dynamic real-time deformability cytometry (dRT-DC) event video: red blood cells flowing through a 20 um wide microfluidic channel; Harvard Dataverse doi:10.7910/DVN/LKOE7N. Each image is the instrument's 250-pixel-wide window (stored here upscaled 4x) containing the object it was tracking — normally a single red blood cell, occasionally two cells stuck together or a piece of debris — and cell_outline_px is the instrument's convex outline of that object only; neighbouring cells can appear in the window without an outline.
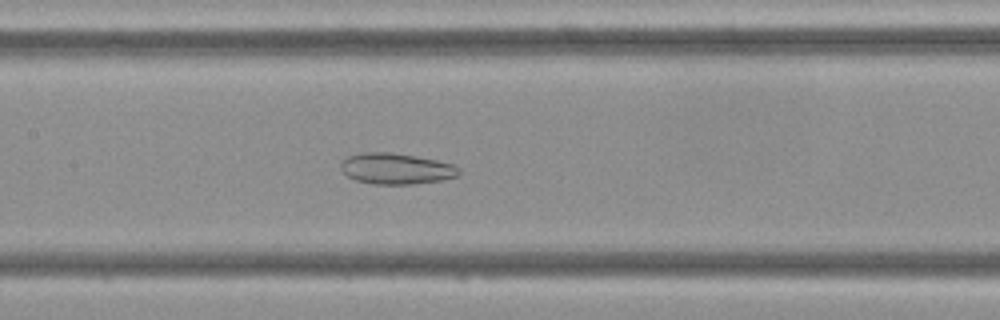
{"species": "Egyptian fruit bat (a non-hibernating species)", "species_latin": "Rousettus aegyptiacus", "temperature_condition": "cold", "stored_images_in_passage": 41, "camera_frame_rate_fps": 3000, "um_per_image_px": 0.085, "frame": {"image": 1, "passage_image": 16, "time_ms": 5.0, "image_size_px": [1000, 320], "cell_outline_px": [[460, 176], [444, 180], [412, 184], [372, 184], [356, 180], [348, 176], [340, 168], [340, 164], [348, 156], [364, 152], [392, 152], [416, 156], [456, 164], [460, 168]], "centroid_in_image_um": [33.73, 14.34], "position_along_channel_um": 173.7, "area_um2": 21.56}}
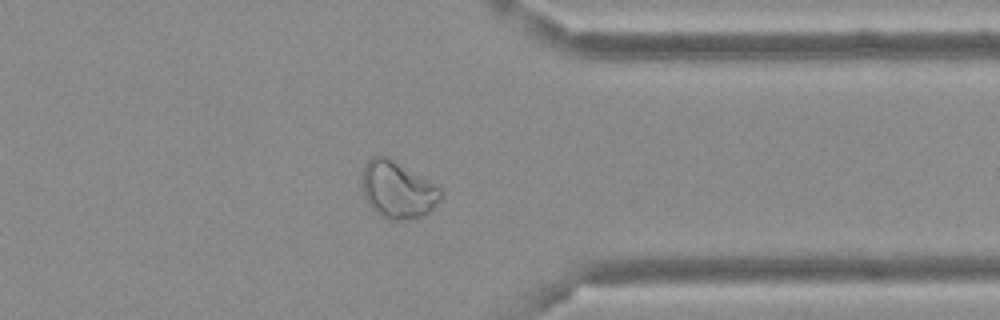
{"frame": {"image": 2, "passage_image": 31, "time_ms": 10.0, "image_size_px": [1000, 320], "cell_outline_px": [[444, 192], [432, 208], [428, 212], [420, 216], [404, 220], [392, 220], [380, 216], [368, 204], [364, 196], [360, 180], [364, 168], [368, 160], [372, 156], [388, 156], [436, 184]], "centroid_in_image_um": [33.77, 16.12], "position_along_channel_um": 377.6, "area_um2": 26.18}}
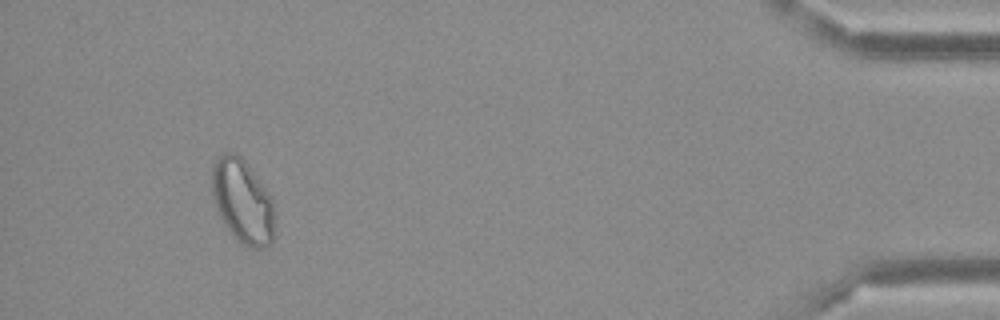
{"frame": {"image": 3, "passage_image": 38, "time_ms": 12.333, "image_size_px": [1000, 320], "cell_outline_px": [[276, 236], [272, 244], [260, 248], [248, 248], [240, 244], [232, 236], [224, 224], [216, 208], [212, 196], [212, 164], [216, 156], [224, 152], [232, 152], [240, 156], [244, 160], [272, 196]], "centroid_in_image_um": [20.63, 17.15], "position_along_channel_um": 414.6, "area_um2": 31.44}}